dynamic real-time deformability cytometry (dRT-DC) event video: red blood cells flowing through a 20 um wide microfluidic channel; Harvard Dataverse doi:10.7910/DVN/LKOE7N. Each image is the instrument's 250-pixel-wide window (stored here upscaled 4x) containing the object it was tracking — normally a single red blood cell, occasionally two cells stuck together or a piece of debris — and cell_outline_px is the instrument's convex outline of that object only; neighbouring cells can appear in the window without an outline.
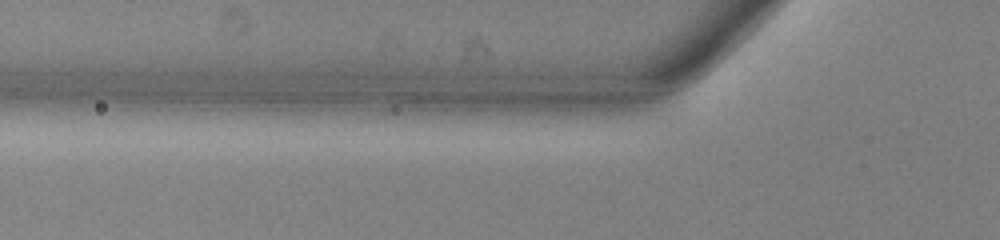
{"species": "common noctule bat (a hibernating species)", "species_latin": "Nyctalus noctula", "temperature_condition": "warm", "stored_images_in_passage": 3, "camera_frame_rate_fps": 3000, "um_per_image_px": 0.085, "animal": {"sex": "male", "body_mass_g": 13.0, "forearm_length_mm": 53.1}, "frame": {"image": 1, "passage_image": 2, "time_ms": 0.333, "image_size_px": [1000, 240], "cell_outline_px": [[352, 100], [344, 108], [292, 120], [240, 100], [276, 92], [320, 92]], "centroid_in_image_um": [25.36, 8.8], "position_along_channel_um": 100.4, "area_um2": 13.76}}